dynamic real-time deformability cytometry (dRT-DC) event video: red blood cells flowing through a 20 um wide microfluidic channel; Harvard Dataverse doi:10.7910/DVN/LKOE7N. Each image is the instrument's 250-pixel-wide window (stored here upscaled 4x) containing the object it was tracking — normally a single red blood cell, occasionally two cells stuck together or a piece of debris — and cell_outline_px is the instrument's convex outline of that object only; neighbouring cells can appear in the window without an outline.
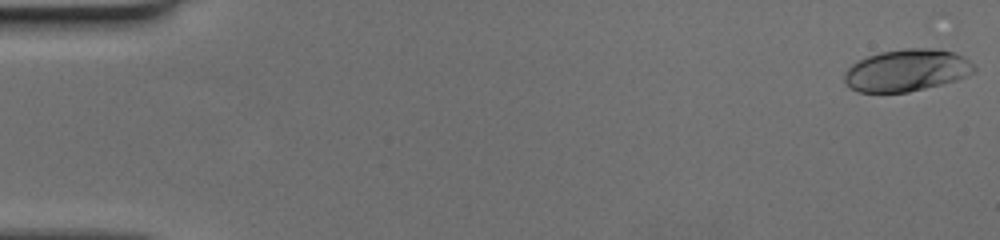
{"species": "human", "species_latin": "Homo sapiens", "temperature_condition": "cold", "stored_images_in_passage": 18, "camera_frame_rate_fps": 3000, "um_per_image_px": 0.085, "donor": {"sex": "female"}, "frame": {"image": 1, "passage_image": 1, "time_ms": 0.0, "image_size_px": [1000, 240], "cell_outline_px": [[976, 72], [956, 80], [908, 92], [860, 92], [852, 88], [844, 80], [844, 72], [852, 64], [868, 56], [880, 52], [904, 48], [932, 48], [952, 52], [960, 56], [972, 64], [976, 68]], "centroid_in_image_um": [77.06, 5.97], "position_along_channel_um": 7.9, "area_um2": 31.39}}
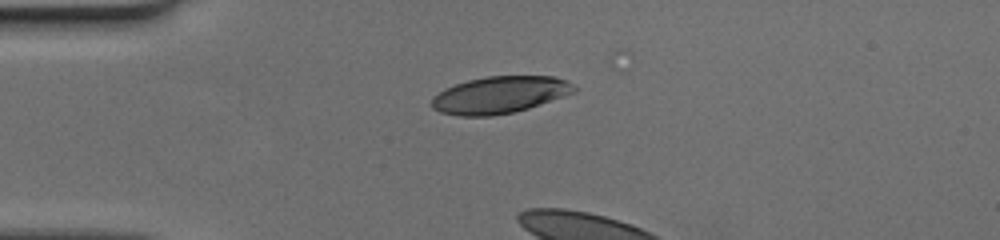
{"frame": {"image": 2, "passage_image": 14, "time_ms": 4.333, "image_size_px": [1000, 240], "cell_outline_px": [[576, 92], [528, 108], [512, 112], [492, 116], [460, 116], [440, 112], [432, 108], [432, 96], [456, 84], [468, 80], [488, 76], [552, 76], [564, 80], [572, 84], [576, 88]], "centroid_in_image_um": [42.47, 8.07], "position_along_channel_um": 42.5, "area_um2": 30.4}}